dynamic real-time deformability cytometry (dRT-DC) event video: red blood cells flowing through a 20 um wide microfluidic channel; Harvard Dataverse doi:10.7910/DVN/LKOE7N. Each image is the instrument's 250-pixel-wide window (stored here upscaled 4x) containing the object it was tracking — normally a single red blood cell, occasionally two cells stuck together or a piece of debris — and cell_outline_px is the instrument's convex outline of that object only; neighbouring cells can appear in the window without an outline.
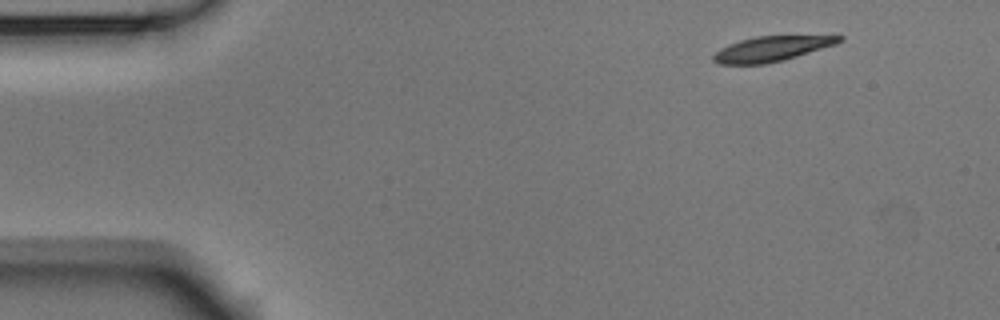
{"species": "Egyptian fruit bat (a non-hibernating species)", "species_latin": "Rousettus aegyptiacus", "temperature_condition": "room temperature", "stored_images_in_passage": 3, "camera_frame_rate_fps": 3000, "um_per_image_px": 0.085, "animal": {"sex": "male"}, "frame": {"image": 1, "passage_image": 1, "time_ms": 0.0, "image_size_px": [1000, 320], "cell_outline_px": [[844, 40], [836, 44], [784, 60], [764, 64], [720, 64], [712, 60], [712, 56], [720, 48], [728, 44], [740, 40], [756, 36], [844, 36]], "centroid_in_image_um": [65.56, 4.15], "position_along_channel_um": 19.4, "area_um2": 18.26}}
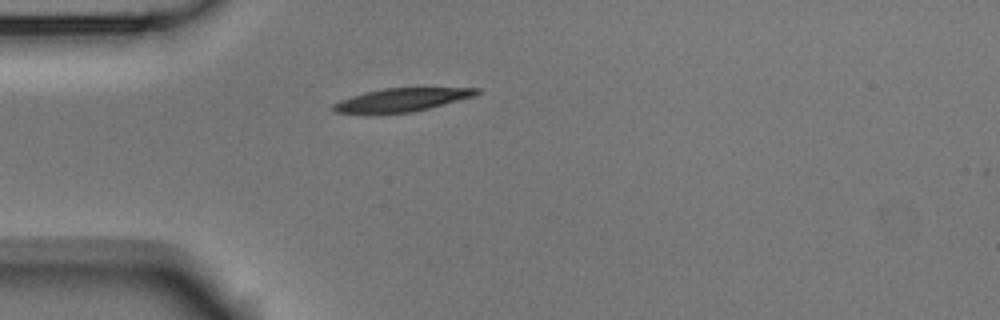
{"frame": {"image": 2, "passage_image": 3, "time_ms": 0.667, "image_size_px": [1000, 320], "cell_outline_px": [[480, 92], [472, 96], [428, 108], [412, 112], [364, 116], [336, 112], [332, 108], [332, 104], [340, 100], [364, 92], [384, 88], [480, 88]], "centroid_in_image_um": [33.99, 8.53], "position_along_channel_um": 51.0, "area_um2": 19.77}}